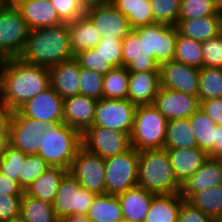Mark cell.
<instances>
[{"mask_svg":"<svg viewBox=\"0 0 222 222\" xmlns=\"http://www.w3.org/2000/svg\"><path fill=\"white\" fill-rule=\"evenodd\" d=\"M49 86V68L26 63L20 57L0 60V98L12 111Z\"/></svg>","mask_w":222,"mask_h":222,"instance_id":"obj_1","label":"cell"},{"mask_svg":"<svg viewBox=\"0 0 222 222\" xmlns=\"http://www.w3.org/2000/svg\"><path fill=\"white\" fill-rule=\"evenodd\" d=\"M73 57L68 22L49 28L30 29L25 49L20 56L26 63L45 68Z\"/></svg>","mask_w":222,"mask_h":222,"instance_id":"obj_2","label":"cell"},{"mask_svg":"<svg viewBox=\"0 0 222 222\" xmlns=\"http://www.w3.org/2000/svg\"><path fill=\"white\" fill-rule=\"evenodd\" d=\"M138 186L155 195L181 191L165 148L139 151Z\"/></svg>","mask_w":222,"mask_h":222,"instance_id":"obj_3","label":"cell"},{"mask_svg":"<svg viewBox=\"0 0 222 222\" xmlns=\"http://www.w3.org/2000/svg\"><path fill=\"white\" fill-rule=\"evenodd\" d=\"M82 147V134L64 121L51 123L40 136L39 151L49 166L69 170L72 160Z\"/></svg>","mask_w":222,"mask_h":222,"instance_id":"obj_4","label":"cell"},{"mask_svg":"<svg viewBox=\"0 0 222 222\" xmlns=\"http://www.w3.org/2000/svg\"><path fill=\"white\" fill-rule=\"evenodd\" d=\"M168 120L152 105H138L130 134L137 151L164 148Z\"/></svg>","mask_w":222,"mask_h":222,"instance_id":"obj_5","label":"cell"},{"mask_svg":"<svg viewBox=\"0 0 222 222\" xmlns=\"http://www.w3.org/2000/svg\"><path fill=\"white\" fill-rule=\"evenodd\" d=\"M139 151L131 147L105 159V193L119 195L138 185Z\"/></svg>","mask_w":222,"mask_h":222,"instance_id":"obj_6","label":"cell"},{"mask_svg":"<svg viewBox=\"0 0 222 222\" xmlns=\"http://www.w3.org/2000/svg\"><path fill=\"white\" fill-rule=\"evenodd\" d=\"M29 30L15 5L0 9V60L21 56Z\"/></svg>","mask_w":222,"mask_h":222,"instance_id":"obj_7","label":"cell"},{"mask_svg":"<svg viewBox=\"0 0 222 222\" xmlns=\"http://www.w3.org/2000/svg\"><path fill=\"white\" fill-rule=\"evenodd\" d=\"M96 193L82 188L68 171L62 178L52 203L59 220L70 215H87Z\"/></svg>","mask_w":222,"mask_h":222,"instance_id":"obj_8","label":"cell"},{"mask_svg":"<svg viewBox=\"0 0 222 222\" xmlns=\"http://www.w3.org/2000/svg\"><path fill=\"white\" fill-rule=\"evenodd\" d=\"M136 108L137 105L128 99L100 98L96 104L93 125L119 130L130 135Z\"/></svg>","mask_w":222,"mask_h":222,"instance_id":"obj_9","label":"cell"},{"mask_svg":"<svg viewBox=\"0 0 222 222\" xmlns=\"http://www.w3.org/2000/svg\"><path fill=\"white\" fill-rule=\"evenodd\" d=\"M82 147L106 159L131 148V138L128 133L92 125L82 134Z\"/></svg>","mask_w":222,"mask_h":222,"instance_id":"obj_10","label":"cell"},{"mask_svg":"<svg viewBox=\"0 0 222 222\" xmlns=\"http://www.w3.org/2000/svg\"><path fill=\"white\" fill-rule=\"evenodd\" d=\"M82 188L96 194L105 193V159L81 147L68 170Z\"/></svg>","mask_w":222,"mask_h":222,"instance_id":"obj_11","label":"cell"},{"mask_svg":"<svg viewBox=\"0 0 222 222\" xmlns=\"http://www.w3.org/2000/svg\"><path fill=\"white\" fill-rule=\"evenodd\" d=\"M139 38L159 65L174 60L178 30L176 26L162 23L135 28Z\"/></svg>","mask_w":222,"mask_h":222,"instance_id":"obj_12","label":"cell"},{"mask_svg":"<svg viewBox=\"0 0 222 222\" xmlns=\"http://www.w3.org/2000/svg\"><path fill=\"white\" fill-rule=\"evenodd\" d=\"M48 123L23 116L13 111L9 121L10 145L23 153L37 154L40 136L48 129Z\"/></svg>","mask_w":222,"mask_h":222,"instance_id":"obj_13","label":"cell"},{"mask_svg":"<svg viewBox=\"0 0 222 222\" xmlns=\"http://www.w3.org/2000/svg\"><path fill=\"white\" fill-rule=\"evenodd\" d=\"M84 14L91 20L101 37L123 39L133 30L127 17L109 1L85 9Z\"/></svg>","mask_w":222,"mask_h":222,"instance_id":"obj_14","label":"cell"},{"mask_svg":"<svg viewBox=\"0 0 222 222\" xmlns=\"http://www.w3.org/2000/svg\"><path fill=\"white\" fill-rule=\"evenodd\" d=\"M200 69L176 60L159 67L160 86L190 95H198Z\"/></svg>","mask_w":222,"mask_h":222,"instance_id":"obj_15","label":"cell"},{"mask_svg":"<svg viewBox=\"0 0 222 222\" xmlns=\"http://www.w3.org/2000/svg\"><path fill=\"white\" fill-rule=\"evenodd\" d=\"M63 106L64 99L49 86L41 93L29 99L18 111L23 116L51 124L64 121Z\"/></svg>","mask_w":222,"mask_h":222,"instance_id":"obj_16","label":"cell"},{"mask_svg":"<svg viewBox=\"0 0 222 222\" xmlns=\"http://www.w3.org/2000/svg\"><path fill=\"white\" fill-rule=\"evenodd\" d=\"M153 105L167 120L189 118L200 108L198 96L160 86Z\"/></svg>","mask_w":222,"mask_h":222,"instance_id":"obj_17","label":"cell"},{"mask_svg":"<svg viewBox=\"0 0 222 222\" xmlns=\"http://www.w3.org/2000/svg\"><path fill=\"white\" fill-rule=\"evenodd\" d=\"M122 67L128 72H159L160 65L150 56L135 29L122 39Z\"/></svg>","mask_w":222,"mask_h":222,"instance_id":"obj_18","label":"cell"},{"mask_svg":"<svg viewBox=\"0 0 222 222\" xmlns=\"http://www.w3.org/2000/svg\"><path fill=\"white\" fill-rule=\"evenodd\" d=\"M96 99L75 95L64 99V123L83 134L94 123Z\"/></svg>","mask_w":222,"mask_h":222,"instance_id":"obj_19","label":"cell"},{"mask_svg":"<svg viewBox=\"0 0 222 222\" xmlns=\"http://www.w3.org/2000/svg\"><path fill=\"white\" fill-rule=\"evenodd\" d=\"M80 69L74 57L49 68L50 86L62 99L79 95Z\"/></svg>","mask_w":222,"mask_h":222,"instance_id":"obj_20","label":"cell"},{"mask_svg":"<svg viewBox=\"0 0 222 222\" xmlns=\"http://www.w3.org/2000/svg\"><path fill=\"white\" fill-rule=\"evenodd\" d=\"M16 7L29 29L49 28L63 23L50 0L20 1Z\"/></svg>","mask_w":222,"mask_h":222,"instance_id":"obj_21","label":"cell"},{"mask_svg":"<svg viewBox=\"0 0 222 222\" xmlns=\"http://www.w3.org/2000/svg\"><path fill=\"white\" fill-rule=\"evenodd\" d=\"M177 180L182 184L210 157L199 147L166 149Z\"/></svg>","mask_w":222,"mask_h":222,"instance_id":"obj_22","label":"cell"},{"mask_svg":"<svg viewBox=\"0 0 222 222\" xmlns=\"http://www.w3.org/2000/svg\"><path fill=\"white\" fill-rule=\"evenodd\" d=\"M222 184V161L213 157L208 160L185 182L180 194L187 200L193 193Z\"/></svg>","mask_w":222,"mask_h":222,"instance_id":"obj_23","label":"cell"},{"mask_svg":"<svg viewBox=\"0 0 222 222\" xmlns=\"http://www.w3.org/2000/svg\"><path fill=\"white\" fill-rule=\"evenodd\" d=\"M159 88V72H129L127 99L135 105H152Z\"/></svg>","mask_w":222,"mask_h":222,"instance_id":"obj_24","label":"cell"},{"mask_svg":"<svg viewBox=\"0 0 222 222\" xmlns=\"http://www.w3.org/2000/svg\"><path fill=\"white\" fill-rule=\"evenodd\" d=\"M154 195L138 185L117 195L121 205L123 220L144 222Z\"/></svg>","mask_w":222,"mask_h":222,"instance_id":"obj_25","label":"cell"},{"mask_svg":"<svg viewBox=\"0 0 222 222\" xmlns=\"http://www.w3.org/2000/svg\"><path fill=\"white\" fill-rule=\"evenodd\" d=\"M221 23V18L217 13L214 16L178 20L176 27L179 34L199 42H204L221 33Z\"/></svg>","mask_w":222,"mask_h":222,"instance_id":"obj_26","label":"cell"},{"mask_svg":"<svg viewBox=\"0 0 222 222\" xmlns=\"http://www.w3.org/2000/svg\"><path fill=\"white\" fill-rule=\"evenodd\" d=\"M183 200L180 192L154 195L144 222H177Z\"/></svg>","mask_w":222,"mask_h":222,"instance_id":"obj_27","label":"cell"},{"mask_svg":"<svg viewBox=\"0 0 222 222\" xmlns=\"http://www.w3.org/2000/svg\"><path fill=\"white\" fill-rule=\"evenodd\" d=\"M68 24L70 44L74 55L82 50L93 49L102 38L85 14Z\"/></svg>","mask_w":222,"mask_h":222,"instance_id":"obj_28","label":"cell"},{"mask_svg":"<svg viewBox=\"0 0 222 222\" xmlns=\"http://www.w3.org/2000/svg\"><path fill=\"white\" fill-rule=\"evenodd\" d=\"M67 172L64 168L49 166L24 192L52 204L60 182Z\"/></svg>","mask_w":222,"mask_h":222,"instance_id":"obj_29","label":"cell"},{"mask_svg":"<svg viewBox=\"0 0 222 222\" xmlns=\"http://www.w3.org/2000/svg\"><path fill=\"white\" fill-rule=\"evenodd\" d=\"M87 216L91 222H120L123 215L118 196L96 194Z\"/></svg>","mask_w":222,"mask_h":222,"instance_id":"obj_30","label":"cell"},{"mask_svg":"<svg viewBox=\"0 0 222 222\" xmlns=\"http://www.w3.org/2000/svg\"><path fill=\"white\" fill-rule=\"evenodd\" d=\"M127 19L133 29L154 24L150 0H109Z\"/></svg>","mask_w":222,"mask_h":222,"instance_id":"obj_31","label":"cell"},{"mask_svg":"<svg viewBox=\"0 0 222 222\" xmlns=\"http://www.w3.org/2000/svg\"><path fill=\"white\" fill-rule=\"evenodd\" d=\"M189 118L197 147L210 154L214 150L217 140L216 123L201 108Z\"/></svg>","mask_w":222,"mask_h":222,"instance_id":"obj_32","label":"cell"},{"mask_svg":"<svg viewBox=\"0 0 222 222\" xmlns=\"http://www.w3.org/2000/svg\"><path fill=\"white\" fill-rule=\"evenodd\" d=\"M197 147L196 137L192 132L190 118L168 120L165 149Z\"/></svg>","mask_w":222,"mask_h":222,"instance_id":"obj_33","label":"cell"},{"mask_svg":"<svg viewBox=\"0 0 222 222\" xmlns=\"http://www.w3.org/2000/svg\"><path fill=\"white\" fill-rule=\"evenodd\" d=\"M187 201L216 222L222 221V184L195 192Z\"/></svg>","mask_w":222,"mask_h":222,"instance_id":"obj_34","label":"cell"},{"mask_svg":"<svg viewBox=\"0 0 222 222\" xmlns=\"http://www.w3.org/2000/svg\"><path fill=\"white\" fill-rule=\"evenodd\" d=\"M20 215L27 222H59L51 203L29 196L21 197Z\"/></svg>","mask_w":222,"mask_h":222,"instance_id":"obj_35","label":"cell"},{"mask_svg":"<svg viewBox=\"0 0 222 222\" xmlns=\"http://www.w3.org/2000/svg\"><path fill=\"white\" fill-rule=\"evenodd\" d=\"M102 98L127 99L129 90V72L126 67L112 68L103 75Z\"/></svg>","mask_w":222,"mask_h":222,"instance_id":"obj_36","label":"cell"},{"mask_svg":"<svg viewBox=\"0 0 222 222\" xmlns=\"http://www.w3.org/2000/svg\"><path fill=\"white\" fill-rule=\"evenodd\" d=\"M174 60L196 68L203 67L202 42L177 34Z\"/></svg>","mask_w":222,"mask_h":222,"instance_id":"obj_37","label":"cell"},{"mask_svg":"<svg viewBox=\"0 0 222 222\" xmlns=\"http://www.w3.org/2000/svg\"><path fill=\"white\" fill-rule=\"evenodd\" d=\"M197 96L200 102L214 98H222V68H200Z\"/></svg>","mask_w":222,"mask_h":222,"instance_id":"obj_38","label":"cell"},{"mask_svg":"<svg viewBox=\"0 0 222 222\" xmlns=\"http://www.w3.org/2000/svg\"><path fill=\"white\" fill-rule=\"evenodd\" d=\"M217 14V0H181L178 20H190Z\"/></svg>","mask_w":222,"mask_h":222,"instance_id":"obj_39","label":"cell"},{"mask_svg":"<svg viewBox=\"0 0 222 222\" xmlns=\"http://www.w3.org/2000/svg\"><path fill=\"white\" fill-rule=\"evenodd\" d=\"M48 167L41 156L27 155L19 171L18 184L25 191Z\"/></svg>","mask_w":222,"mask_h":222,"instance_id":"obj_40","label":"cell"},{"mask_svg":"<svg viewBox=\"0 0 222 222\" xmlns=\"http://www.w3.org/2000/svg\"><path fill=\"white\" fill-rule=\"evenodd\" d=\"M181 0H150L154 23L176 26Z\"/></svg>","mask_w":222,"mask_h":222,"instance_id":"obj_41","label":"cell"},{"mask_svg":"<svg viewBox=\"0 0 222 222\" xmlns=\"http://www.w3.org/2000/svg\"><path fill=\"white\" fill-rule=\"evenodd\" d=\"M93 49L112 68L122 67V39L102 37Z\"/></svg>","mask_w":222,"mask_h":222,"instance_id":"obj_42","label":"cell"},{"mask_svg":"<svg viewBox=\"0 0 222 222\" xmlns=\"http://www.w3.org/2000/svg\"><path fill=\"white\" fill-rule=\"evenodd\" d=\"M79 79L80 95L91 97L96 100L102 98L103 75L85 68H81Z\"/></svg>","mask_w":222,"mask_h":222,"instance_id":"obj_43","label":"cell"},{"mask_svg":"<svg viewBox=\"0 0 222 222\" xmlns=\"http://www.w3.org/2000/svg\"><path fill=\"white\" fill-rule=\"evenodd\" d=\"M26 156L27 154L10 145L0 160V172L18 182L19 171Z\"/></svg>","mask_w":222,"mask_h":222,"instance_id":"obj_44","label":"cell"},{"mask_svg":"<svg viewBox=\"0 0 222 222\" xmlns=\"http://www.w3.org/2000/svg\"><path fill=\"white\" fill-rule=\"evenodd\" d=\"M203 67L222 68V33L202 42Z\"/></svg>","mask_w":222,"mask_h":222,"instance_id":"obj_45","label":"cell"},{"mask_svg":"<svg viewBox=\"0 0 222 222\" xmlns=\"http://www.w3.org/2000/svg\"><path fill=\"white\" fill-rule=\"evenodd\" d=\"M81 68L94 71L98 74H107L112 67L104 61L94 49L82 50L74 55Z\"/></svg>","mask_w":222,"mask_h":222,"instance_id":"obj_46","label":"cell"},{"mask_svg":"<svg viewBox=\"0 0 222 222\" xmlns=\"http://www.w3.org/2000/svg\"><path fill=\"white\" fill-rule=\"evenodd\" d=\"M59 18L63 22H70L82 16L85 9L81 6L78 0H50Z\"/></svg>","mask_w":222,"mask_h":222,"instance_id":"obj_47","label":"cell"},{"mask_svg":"<svg viewBox=\"0 0 222 222\" xmlns=\"http://www.w3.org/2000/svg\"><path fill=\"white\" fill-rule=\"evenodd\" d=\"M177 222H216V221L184 199L182 201L179 210Z\"/></svg>","mask_w":222,"mask_h":222,"instance_id":"obj_48","label":"cell"},{"mask_svg":"<svg viewBox=\"0 0 222 222\" xmlns=\"http://www.w3.org/2000/svg\"><path fill=\"white\" fill-rule=\"evenodd\" d=\"M22 196L0 195V221H6L20 215Z\"/></svg>","mask_w":222,"mask_h":222,"instance_id":"obj_49","label":"cell"},{"mask_svg":"<svg viewBox=\"0 0 222 222\" xmlns=\"http://www.w3.org/2000/svg\"><path fill=\"white\" fill-rule=\"evenodd\" d=\"M200 108L216 123L222 125V98H214L200 102Z\"/></svg>","mask_w":222,"mask_h":222,"instance_id":"obj_50","label":"cell"},{"mask_svg":"<svg viewBox=\"0 0 222 222\" xmlns=\"http://www.w3.org/2000/svg\"><path fill=\"white\" fill-rule=\"evenodd\" d=\"M24 190L17 181L11 180L0 172V195L22 196Z\"/></svg>","mask_w":222,"mask_h":222,"instance_id":"obj_51","label":"cell"},{"mask_svg":"<svg viewBox=\"0 0 222 222\" xmlns=\"http://www.w3.org/2000/svg\"><path fill=\"white\" fill-rule=\"evenodd\" d=\"M12 112L8 105L0 98V133L8 131Z\"/></svg>","mask_w":222,"mask_h":222,"instance_id":"obj_52","label":"cell"},{"mask_svg":"<svg viewBox=\"0 0 222 222\" xmlns=\"http://www.w3.org/2000/svg\"><path fill=\"white\" fill-rule=\"evenodd\" d=\"M210 157L222 161V125L217 126V140L214 150L209 154Z\"/></svg>","mask_w":222,"mask_h":222,"instance_id":"obj_53","label":"cell"},{"mask_svg":"<svg viewBox=\"0 0 222 222\" xmlns=\"http://www.w3.org/2000/svg\"><path fill=\"white\" fill-rule=\"evenodd\" d=\"M10 146V133L9 130L4 133H0V160L6 153L8 147Z\"/></svg>","mask_w":222,"mask_h":222,"instance_id":"obj_54","label":"cell"},{"mask_svg":"<svg viewBox=\"0 0 222 222\" xmlns=\"http://www.w3.org/2000/svg\"><path fill=\"white\" fill-rule=\"evenodd\" d=\"M59 222H91L87 215H70L62 218Z\"/></svg>","mask_w":222,"mask_h":222,"instance_id":"obj_55","label":"cell"},{"mask_svg":"<svg viewBox=\"0 0 222 222\" xmlns=\"http://www.w3.org/2000/svg\"><path fill=\"white\" fill-rule=\"evenodd\" d=\"M84 9L94 7L99 4L108 2L109 0H78Z\"/></svg>","mask_w":222,"mask_h":222,"instance_id":"obj_56","label":"cell"},{"mask_svg":"<svg viewBox=\"0 0 222 222\" xmlns=\"http://www.w3.org/2000/svg\"><path fill=\"white\" fill-rule=\"evenodd\" d=\"M13 5L12 0H0V9Z\"/></svg>","mask_w":222,"mask_h":222,"instance_id":"obj_57","label":"cell"},{"mask_svg":"<svg viewBox=\"0 0 222 222\" xmlns=\"http://www.w3.org/2000/svg\"><path fill=\"white\" fill-rule=\"evenodd\" d=\"M3 222H27L21 215Z\"/></svg>","mask_w":222,"mask_h":222,"instance_id":"obj_58","label":"cell"},{"mask_svg":"<svg viewBox=\"0 0 222 222\" xmlns=\"http://www.w3.org/2000/svg\"><path fill=\"white\" fill-rule=\"evenodd\" d=\"M217 13L222 21V0H217Z\"/></svg>","mask_w":222,"mask_h":222,"instance_id":"obj_59","label":"cell"},{"mask_svg":"<svg viewBox=\"0 0 222 222\" xmlns=\"http://www.w3.org/2000/svg\"><path fill=\"white\" fill-rule=\"evenodd\" d=\"M20 1H25V0H12L13 5H17Z\"/></svg>","mask_w":222,"mask_h":222,"instance_id":"obj_60","label":"cell"}]
</instances>
